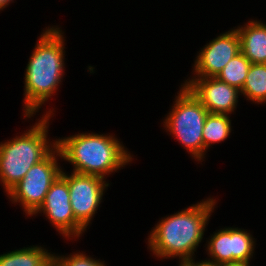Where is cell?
Returning a JSON list of instances; mask_svg holds the SVG:
<instances>
[{"instance_id":"cell-1","label":"cell","mask_w":266,"mask_h":266,"mask_svg":"<svg viewBox=\"0 0 266 266\" xmlns=\"http://www.w3.org/2000/svg\"><path fill=\"white\" fill-rule=\"evenodd\" d=\"M42 31L24 71L22 116L25 120L37 115L49 100H53L66 73L65 32L59 25Z\"/></svg>"},{"instance_id":"cell-2","label":"cell","mask_w":266,"mask_h":266,"mask_svg":"<svg viewBox=\"0 0 266 266\" xmlns=\"http://www.w3.org/2000/svg\"><path fill=\"white\" fill-rule=\"evenodd\" d=\"M218 201L206 197L181 211L162 217L148 234L147 249L158 260L179 259L183 262L196 258L197 248L204 241L210 217Z\"/></svg>"},{"instance_id":"cell-3","label":"cell","mask_w":266,"mask_h":266,"mask_svg":"<svg viewBox=\"0 0 266 266\" xmlns=\"http://www.w3.org/2000/svg\"><path fill=\"white\" fill-rule=\"evenodd\" d=\"M55 140L61 161L71 163L72 172L75 173L94 175L107 180L109 175L119 172L134 160V155L113 133L86 131Z\"/></svg>"},{"instance_id":"cell-4","label":"cell","mask_w":266,"mask_h":266,"mask_svg":"<svg viewBox=\"0 0 266 266\" xmlns=\"http://www.w3.org/2000/svg\"><path fill=\"white\" fill-rule=\"evenodd\" d=\"M44 111L30 129L0 142V185L6 194L56 147V140L48 138L55 110L52 107Z\"/></svg>"},{"instance_id":"cell-5","label":"cell","mask_w":266,"mask_h":266,"mask_svg":"<svg viewBox=\"0 0 266 266\" xmlns=\"http://www.w3.org/2000/svg\"><path fill=\"white\" fill-rule=\"evenodd\" d=\"M162 125L197 164L204 160L203 126L208 110L182 83ZM169 132V133H168Z\"/></svg>"},{"instance_id":"cell-6","label":"cell","mask_w":266,"mask_h":266,"mask_svg":"<svg viewBox=\"0 0 266 266\" xmlns=\"http://www.w3.org/2000/svg\"><path fill=\"white\" fill-rule=\"evenodd\" d=\"M60 151L55 147L43 160L33 165L8 193L12 204L22 208L25 216L31 217L40 208L50 186L61 175L63 167Z\"/></svg>"},{"instance_id":"cell-7","label":"cell","mask_w":266,"mask_h":266,"mask_svg":"<svg viewBox=\"0 0 266 266\" xmlns=\"http://www.w3.org/2000/svg\"><path fill=\"white\" fill-rule=\"evenodd\" d=\"M71 173V174H70ZM66 172L61 176L69 187L70 203L75 220L87 231L97 210L101 207L103 196L110 186L109 180L94 175Z\"/></svg>"},{"instance_id":"cell-8","label":"cell","mask_w":266,"mask_h":266,"mask_svg":"<svg viewBox=\"0 0 266 266\" xmlns=\"http://www.w3.org/2000/svg\"><path fill=\"white\" fill-rule=\"evenodd\" d=\"M256 242L250 230L226 226L206 238L205 259L209 257L207 260L218 264L250 263L255 257Z\"/></svg>"},{"instance_id":"cell-9","label":"cell","mask_w":266,"mask_h":266,"mask_svg":"<svg viewBox=\"0 0 266 266\" xmlns=\"http://www.w3.org/2000/svg\"><path fill=\"white\" fill-rule=\"evenodd\" d=\"M38 214L44 215L49 220L48 222L58 234L64 237L63 240L77 241L86 232L75 220L68 183L61 175L50 186L43 204L32 216L36 217Z\"/></svg>"},{"instance_id":"cell-10","label":"cell","mask_w":266,"mask_h":266,"mask_svg":"<svg viewBox=\"0 0 266 266\" xmlns=\"http://www.w3.org/2000/svg\"><path fill=\"white\" fill-rule=\"evenodd\" d=\"M197 52L190 77H217L240 50V38L235 27L206 43Z\"/></svg>"},{"instance_id":"cell-11","label":"cell","mask_w":266,"mask_h":266,"mask_svg":"<svg viewBox=\"0 0 266 266\" xmlns=\"http://www.w3.org/2000/svg\"><path fill=\"white\" fill-rule=\"evenodd\" d=\"M182 83L202 103L209 113L234 114L241 91L217 77H188Z\"/></svg>"},{"instance_id":"cell-12","label":"cell","mask_w":266,"mask_h":266,"mask_svg":"<svg viewBox=\"0 0 266 266\" xmlns=\"http://www.w3.org/2000/svg\"><path fill=\"white\" fill-rule=\"evenodd\" d=\"M235 28L240 38L241 53L251 64H266V23L250 19Z\"/></svg>"},{"instance_id":"cell-13","label":"cell","mask_w":266,"mask_h":266,"mask_svg":"<svg viewBox=\"0 0 266 266\" xmlns=\"http://www.w3.org/2000/svg\"><path fill=\"white\" fill-rule=\"evenodd\" d=\"M49 251L44 245H28L0 254V266H49L54 254Z\"/></svg>"},{"instance_id":"cell-14","label":"cell","mask_w":266,"mask_h":266,"mask_svg":"<svg viewBox=\"0 0 266 266\" xmlns=\"http://www.w3.org/2000/svg\"><path fill=\"white\" fill-rule=\"evenodd\" d=\"M231 115L208 113L203 126L204 159L210 146L221 143L232 133Z\"/></svg>"},{"instance_id":"cell-15","label":"cell","mask_w":266,"mask_h":266,"mask_svg":"<svg viewBox=\"0 0 266 266\" xmlns=\"http://www.w3.org/2000/svg\"><path fill=\"white\" fill-rule=\"evenodd\" d=\"M241 95L253 104H266V64H251Z\"/></svg>"},{"instance_id":"cell-16","label":"cell","mask_w":266,"mask_h":266,"mask_svg":"<svg viewBox=\"0 0 266 266\" xmlns=\"http://www.w3.org/2000/svg\"><path fill=\"white\" fill-rule=\"evenodd\" d=\"M251 62L241 52L233 57L217 75V78L240 91L245 83Z\"/></svg>"},{"instance_id":"cell-17","label":"cell","mask_w":266,"mask_h":266,"mask_svg":"<svg viewBox=\"0 0 266 266\" xmlns=\"http://www.w3.org/2000/svg\"><path fill=\"white\" fill-rule=\"evenodd\" d=\"M53 262L57 266H107L105 261L93 258L84 251L78 252V250L69 255H58L54 252Z\"/></svg>"},{"instance_id":"cell-18","label":"cell","mask_w":266,"mask_h":266,"mask_svg":"<svg viewBox=\"0 0 266 266\" xmlns=\"http://www.w3.org/2000/svg\"><path fill=\"white\" fill-rule=\"evenodd\" d=\"M196 259H192L189 261L183 262L180 266H221V264L209 261L207 259L195 261Z\"/></svg>"},{"instance_id":"cell-19","label":"cell","mask_w":266,"mask_h":266,"mask_svg":"<svg viewBox=\"0 0 266 266\" xmlns=\"http://www.w3.org/2000/svg\"><path fill=\"white\" fill-rule=\"evenodd\" d=\"M10 3H14V0H0V12L4 11V9L10 5Z\"/></svg>"},{"instance_id":"cell-20","label":"cell","mask_w":266,"mask_h":266,"mask_svg":"<svg viewBox=\"0 0 266 266\" xmlns=\"http://www.w3.org/2000/svg\"><path fill=\"white\" fill-rule=\"evenodd\" d=\"M250 263H227L221 264V266H250Z\"/></svg>"},{"instance_id":"cell-21","label":"cell","mask_w":266,"mask_h":266,"mask_svg":"<svg viewBox=\"0 0 266 266\" xmlns=\"http://www.w3.org/2000/svg\"><path fill=\"white\" fill-rule=\"evenodd\" d=\"M49 266H57L54 262H52Z\"/></svg>"}]
</instances>
